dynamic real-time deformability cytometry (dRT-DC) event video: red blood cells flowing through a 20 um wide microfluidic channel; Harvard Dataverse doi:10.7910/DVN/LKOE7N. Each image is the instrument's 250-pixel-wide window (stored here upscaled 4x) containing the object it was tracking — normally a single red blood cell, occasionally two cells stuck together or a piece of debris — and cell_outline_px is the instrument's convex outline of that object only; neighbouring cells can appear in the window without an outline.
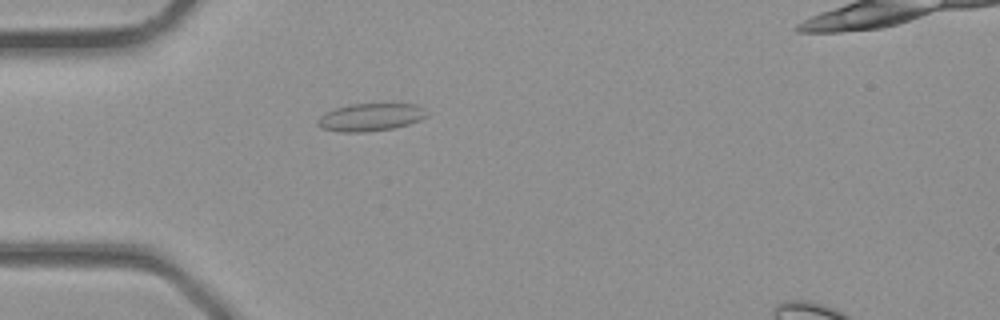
{"species": "common noctule bat (a hibernating species)", "species_latin": "Nyctalus noctula", "temperature_condition": "room temperature", "stored_images_in_passage": 1, "camera_frame_rate_fps": 3000, "um_per_image_px": 0.085, "animal": {"sex": "male", "body_mass_g": 23.1, "forearm_length_mm": 52.7}, "frame": {"image": 1, "passage_image": 1, "time_ms": 0.0, "image_size_px": [1000, 320], "cell_outline_px": [[428, 116], [420, 120], [408, 124], [392, 128], [364, 132], [340, 132], [320, 128], [316, 124], [316, 120], [324, 112], [336, 108], [352, 104], [416, 104], [424, 108], [428, 112]], "centroid_in_image_um": [31.47, 9.96], "position_along_channel_um": 53.5, "area_um2": 17.69}}